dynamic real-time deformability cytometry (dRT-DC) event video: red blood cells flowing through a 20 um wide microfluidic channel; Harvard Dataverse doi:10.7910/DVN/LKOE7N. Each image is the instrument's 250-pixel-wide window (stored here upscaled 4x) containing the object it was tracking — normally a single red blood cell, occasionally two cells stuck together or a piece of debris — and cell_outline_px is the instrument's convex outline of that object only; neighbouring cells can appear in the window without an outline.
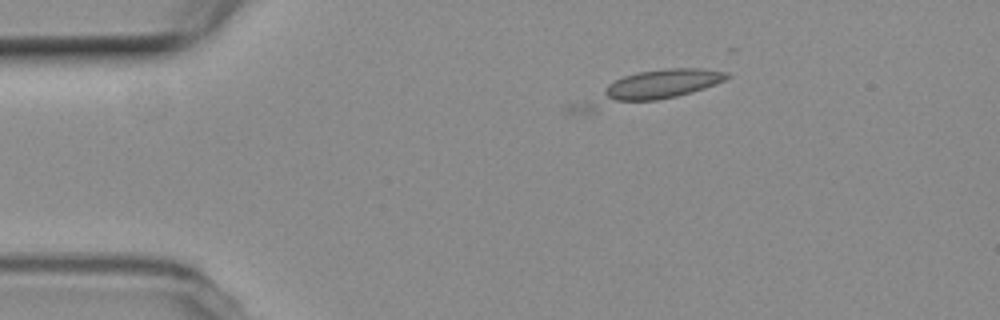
{"species": "common noctule bat (a hibernating species)", "species_latin": "Nyctalus noctula", "temperature_condition": "room temperature", "stored_images_in_passage": 14, "camera_frame_rate_fps": 3000, "um_per_image_px": 0.085, "animal": {"sex": "female", "body_mass_g": 19.3, "forearm_length_mm": 54.1}, "frame": {"image": 1, "passage_image": 14, "time_ms": 4.333, "image_size_px": [1000, 320], "cell_outline_px": [[732, 76], [724, 80], [704, 88], [676, 96], [656, 100], [616, 100], [608, 96], [604, 92], [608, 84], [624, 76], [636, 72], [664, 68], [700, 68], [728, 72]], "centroid_in_image_um": [56.36, 7.08], "position_along_channel_um": 28.6, "area_um2": 20.35}}